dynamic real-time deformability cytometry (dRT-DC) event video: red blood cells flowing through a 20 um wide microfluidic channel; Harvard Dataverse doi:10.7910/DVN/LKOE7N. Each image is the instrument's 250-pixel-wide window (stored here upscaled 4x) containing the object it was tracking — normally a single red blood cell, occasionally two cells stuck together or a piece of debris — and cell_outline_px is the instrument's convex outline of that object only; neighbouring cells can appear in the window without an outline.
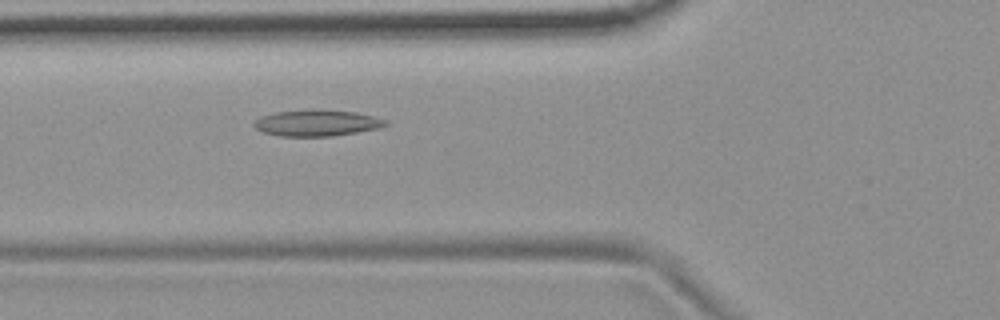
{"species": "common noctule bat (a hibernating species)", "species_latin": "Nyctalus noctula", "temperature_condition": "room temperature", "stored_images_in_passage": 5, "camera_frame_rate_fps": 3000, "um_per_image_px": 0.085, "animal": {"sex": "female", "body_mass_g": 19.9}, "frame": {"image": 1, "passage_image": 4, "time_ms": 1.0, "image_size_px": [1000, 320], "cell_outline_px": [[388, 124], [380, 128], [332, 136], [280, 136], [264, 132], [256, 128], [252, 124], [260, 116], [276, 112], [320, 108], [356, 112], [388, 120]], "centroid_in_image_um": [26.95, 10.43], "position_along_channel_um": 98.9, "area_um2": 20.29}}